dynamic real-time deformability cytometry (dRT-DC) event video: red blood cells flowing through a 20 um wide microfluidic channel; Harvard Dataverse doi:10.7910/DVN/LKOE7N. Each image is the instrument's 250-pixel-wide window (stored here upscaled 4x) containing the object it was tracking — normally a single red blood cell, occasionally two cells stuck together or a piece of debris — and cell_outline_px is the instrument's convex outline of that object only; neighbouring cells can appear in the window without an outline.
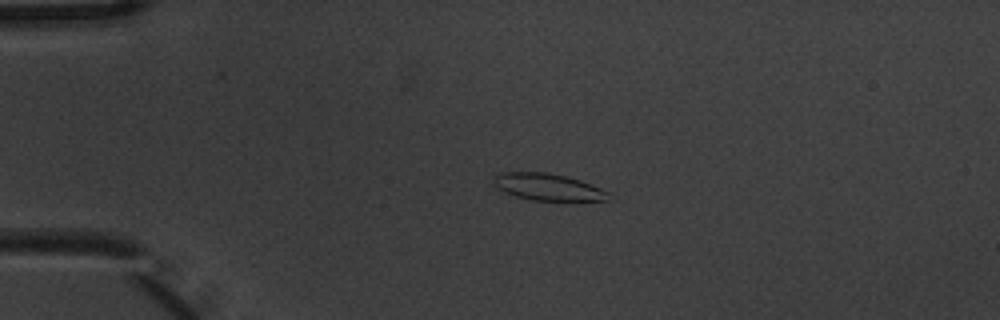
{"species": "common noctule bat (a hibernating species)", "species_latin": "Nyctalus noctula", "temperature_condition": "warm", "stored_images_in_passage": 3, "camera_frame_rate_fps": 3000, "um_per_image_px": 0.085, "animal": {"sex": "male", "body_mass_g": 20.1, "forearm_length_mm": 53.5}, "frame": {"image": 1, "passage_image": 2, "time_ms": 0.333, "image_size_px": [1000, 320], "cell_outline_px": [[608, 200], [532, 200], [516, 196], [504, 192], [492, 180], [500, 172], [544, 172], [564, 176], [580, 180], [600, 188], [608, 192]], "centroid_in_image_um": [46.55, 15.89], "position_along_channel_um": 38.4, "area_um2": 17.51}}